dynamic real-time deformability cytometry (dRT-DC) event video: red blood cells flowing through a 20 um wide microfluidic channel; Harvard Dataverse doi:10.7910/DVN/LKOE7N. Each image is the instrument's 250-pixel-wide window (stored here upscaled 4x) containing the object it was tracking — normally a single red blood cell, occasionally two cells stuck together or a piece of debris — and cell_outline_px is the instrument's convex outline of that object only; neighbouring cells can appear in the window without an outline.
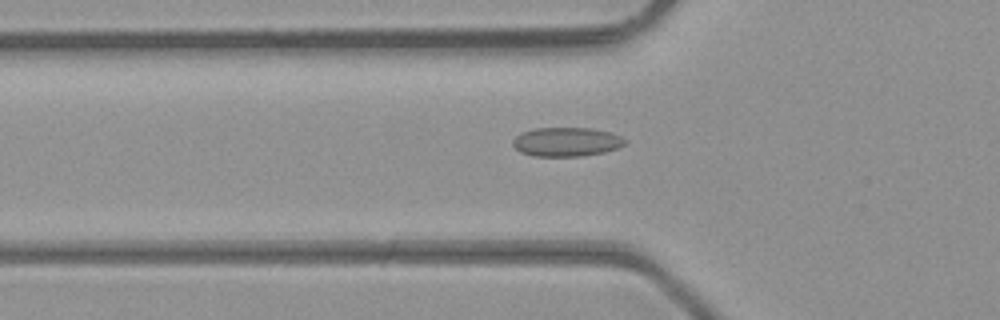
{"species": "common noctule bat (a hibernating species)", "species_latin": "Nyctalus noctula", "temperature_condition": "room temperature", "stored_images_in_passage": 37, "camera_frame_rate_fps": 3000, "um_per_image_px": 0.085, "animal": {"sex": "male", "body_mass_g": 23.1, "forearm_length_mm": 52.7}, "frame": {"image": 1, "passage_image": 6, "time_ms": 1.667, "image_size_px": [1000, 320], "cell_outline_px": [[628, 140], [624, 144], [616, 148], [604, 152], [580, 156], [532, 156], [520, 152], [512, 144], [512, 140], [520, 132], [536, 128], [592, 128], [612, 132]], "centroid_in_image_um": [48.13, 12.05], "position_along_channel_um": 77.7, "area_um2": 19.07}}
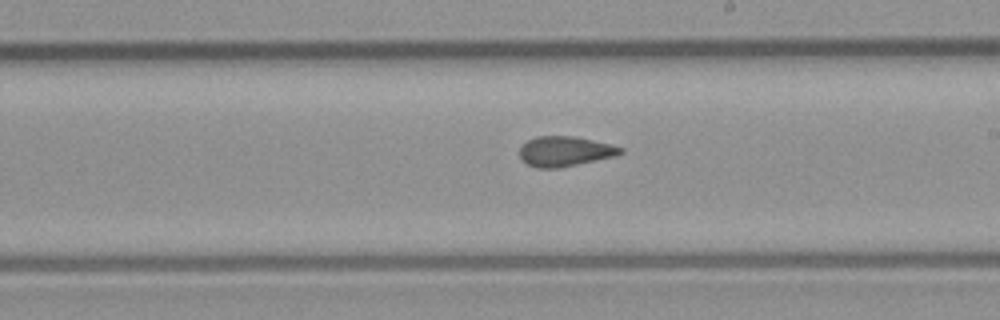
{"frame": {"image": 2, "passage_image": 17, "time_ms": 5.333, "image_size_px": [1000, 320], "cell_outline_px": [[624, 152], [616, 156], [560, 168], [536, 168], [528, 164], [520, 156], [520, 148], [528, 140], [536, 136], [572, 136], [592, 140], [624, 148]], "centroid_in_image_um": [48.03, 12.87], "position_along_channel_um": 241.0, "area_um2": 17.51}}
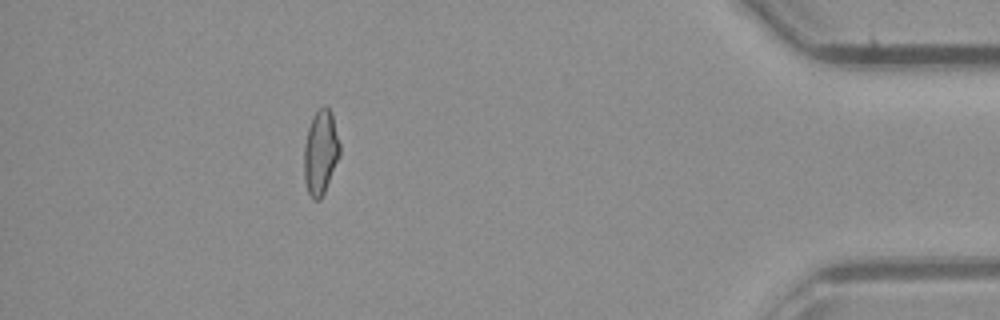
{"frame": {"image": 3, "passage_image": 32, "time_ms": 10.333, "image_size_px": [1000, 320], "cell_outline_px": [[340, 156], [324, 192], [320, 200], [312, 200], [308, 192], [304, 180], [304, 148], [308, 128], [312, 116], [324, 104], [332, 112], [340, 144]], "centroid_in_image_um": [27.25, 12.94], "position_along_channel_um": 407.9, "area_um2": 17.69}, "authors_computed_cell_mechanics": {"area_um2": 17.8602, "velocity_mm_per_s": 4.4207, "shape_relaxation_time_tau1_ms": null, "shape_relaxation_time_tau2_ms": 1.6975, "deformation_change_tau1": null, "deformation_change_tau2": 0.0854}}